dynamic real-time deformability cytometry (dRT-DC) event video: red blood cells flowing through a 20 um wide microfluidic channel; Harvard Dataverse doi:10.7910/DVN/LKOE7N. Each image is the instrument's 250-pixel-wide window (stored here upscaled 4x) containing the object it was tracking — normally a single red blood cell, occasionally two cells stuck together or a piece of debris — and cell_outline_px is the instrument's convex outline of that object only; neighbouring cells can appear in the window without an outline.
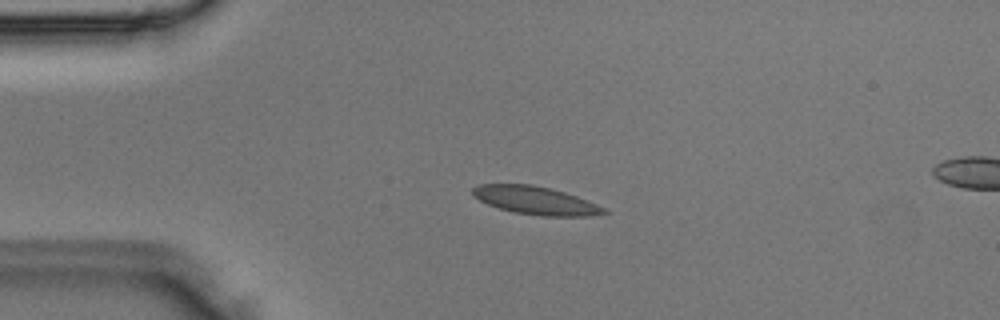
{"species": "Egyptian fruit bat (a non-hibernating species)", "species_latin": "Rousettus aegyptiacus", "temperature_condition": "room temperature", "stored_images_in_passage": 14, "camera_frame_rate_fps": 3000, "um_per_image_px": 0.085, "animal": {"sex": "male"}, "frame": {"image": 1, "passage_image": 10, "time_ms": 3.0, "image_size_px": [1000, 320], "cell_outline_px": [[608, 212], [592, 216], [544, 216], [512, 212], [488, 204], [472, 196], [472, 188], [480, 184], [532, 184], [564, 192], [576, 196], [608, 208]], "centroid_in_image_um": [45.54, 17.04], "position_along_channel_um": 39.5, "area_um2": 21.44}}